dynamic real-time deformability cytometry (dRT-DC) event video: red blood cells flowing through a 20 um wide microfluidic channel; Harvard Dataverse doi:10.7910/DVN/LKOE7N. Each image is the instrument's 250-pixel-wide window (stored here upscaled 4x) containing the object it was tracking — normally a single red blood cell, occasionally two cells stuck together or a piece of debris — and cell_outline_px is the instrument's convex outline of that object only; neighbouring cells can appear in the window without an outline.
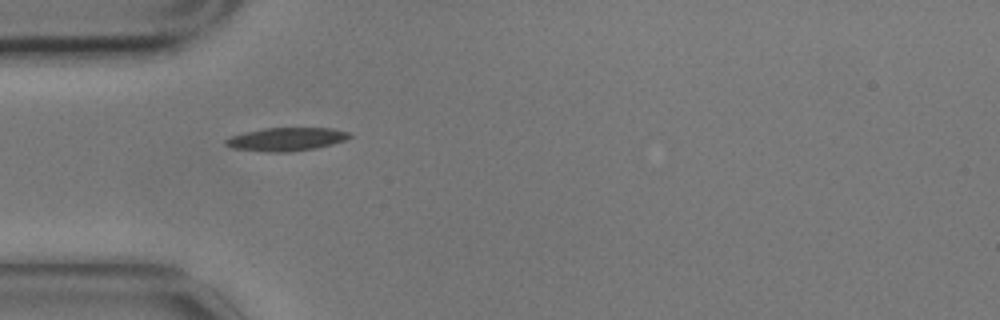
{"species": "common noctule bat (a hibernating species)", "species_latin": "Nyctalus noctula", "temperature_condition": "cold", "stored_images_in_passage": 3, "camera_frame_rate_fps": 3000, "um_per_image_px": 0.085, "animal": {"sex": "male", "body_mass_g": 17.9}, "frame": {"image": 1, "passage_image": 1, "time_ms": 0.0, "image_size_px": [1000, 320], "cell_outline_px": [[352, 136], [344, 140], [332, 144], [316, 148], [288, 152], [264, 152], [232, 148], [224, 144], [224, 140], [232, 136], [244, 132], [264, 128], [332, 128], [348, 132]], "centroid_in_image_um": [24.3, 11.84], "position_along_channel_um": 60.7, "area_um2": 16.82}}